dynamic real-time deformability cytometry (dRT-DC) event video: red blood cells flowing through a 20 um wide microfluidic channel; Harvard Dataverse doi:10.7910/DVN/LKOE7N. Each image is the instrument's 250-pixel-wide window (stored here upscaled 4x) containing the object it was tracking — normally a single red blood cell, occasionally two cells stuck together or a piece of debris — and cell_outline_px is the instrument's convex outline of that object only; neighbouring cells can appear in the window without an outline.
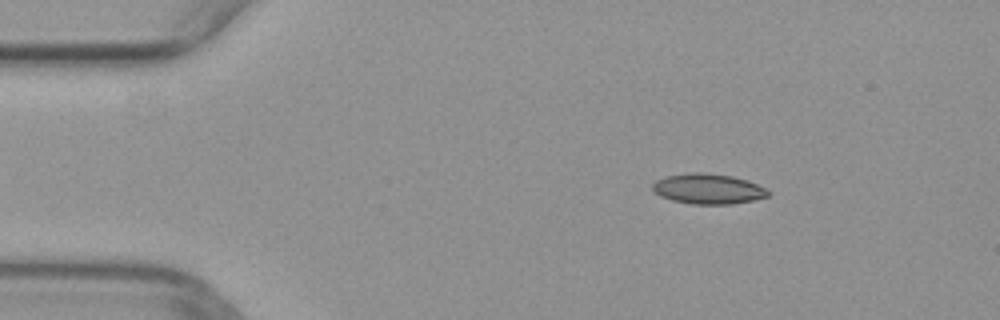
{"species": "common noctule bat (a hibernating species)", "species_latin": "Nyctalus noctula", "temperature_condition": "warm", "stored_images_in_passage": 49, "camera_frame_rate_fps": 3000, "um_per_image_px": 0.085, "animal": {"sex": "female", "body_mass_g": 29.2, "forearm_length_mm": 56.3}, "frame": {"image": 1, "passage_image": 7, "time_ms": 2.0, "image_size_px": [1000, 320], "cell_outline_px": [[768, 196], [752, 200], [732, 204], [692, 204], [672, 200], [660, 196], [652, 192], [652, 184], [656, 180], [664, 176], [688, 172], [704, 172], [732, 176], [748, 180], [764, 188], [768, 192]], "centroid_in_image_um": [60.12, 16.04], "position_along_channel_um": 24.9, "area_um2": 20.46}}
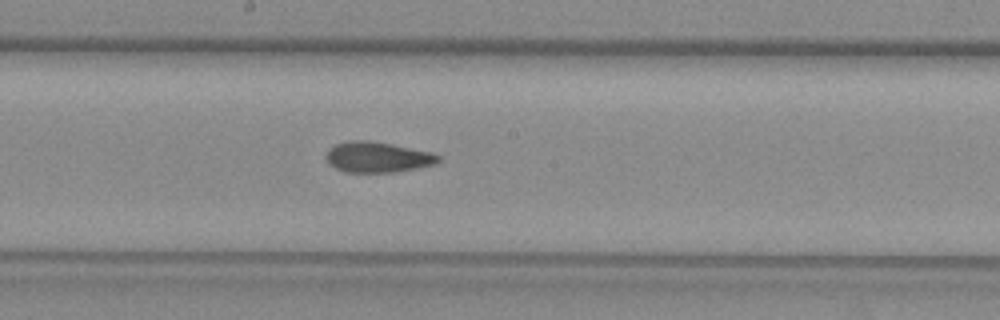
{"frame": {"image": 2, "passage_image": 26, "time_ms": 8.333, "image_size_px": [1000, 320], "cell_outline_px": [[440, 160], [436, 164], [396, 172], [344, 172], [328, 164], [324, 156], [336, 144], [348, 140], [368, 140], [392, 144], [432, 152], [440, 156]], "centroid_in_image_um": [32.09, 13.36], "position_along_channel_um": 216.1, "area_um2": 20.06}}
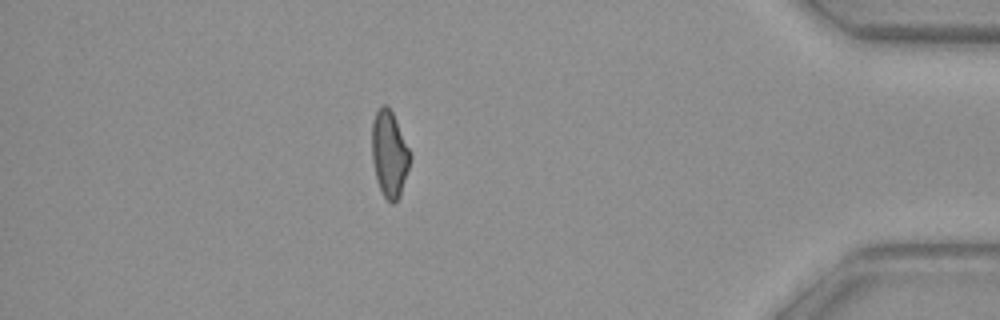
{"frame": {"image": 3, "passage_image": 43, "time_ms": 14.0, "image_size_px": [1000, 320], "cell_outline_px": [[412, 156], [400, 196], [392, 204], [384, 196], [376, 180], [372, 160], [372, 120], [380, 104], [388, 104], [412, 152]], "centroid_in_image_um": [33.1, 13.04], "position_along_channel_um": 402.1, "area_um2": 19.48}}